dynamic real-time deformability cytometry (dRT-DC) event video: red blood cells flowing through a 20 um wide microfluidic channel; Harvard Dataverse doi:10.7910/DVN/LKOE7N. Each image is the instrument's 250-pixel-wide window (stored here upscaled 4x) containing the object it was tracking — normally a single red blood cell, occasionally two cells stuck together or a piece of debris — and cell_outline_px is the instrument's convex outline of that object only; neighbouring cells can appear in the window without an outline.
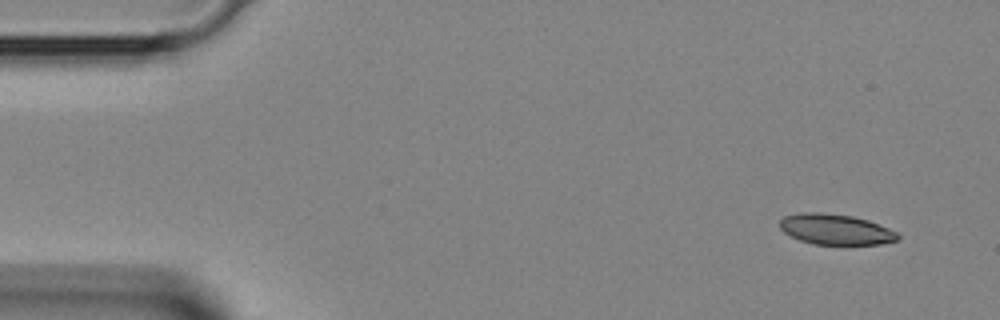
{"species": "Egyptian fruit bat (a non-hibernating species)", "species_latin": "Rousettus aegyptiacus", "temperature_condition": "room temperature", "stored_images_in_passage": 41, "camera_frame_rate_fps": 3000, "um_per_image_px": 0.085, "animal": {"sex": "female"}, "frame": {"image": 1, "passage_image": 2, "time_ms": 0.333, "image_size_px": [1000, 320], "cell_outline_px": [[900, 236], [896, 240], [880, 244], [812, 244], [800, 240], [784, 232], [780, 228], [780, 220], [784, 216], [800, 212], [820, 212], [852, 216], [868, 220], [888, 228], [896, 232]], "centroid_in_image_um": [71.0, 19.49], "position_along_channel_um": 14.0, "area_um2": 20.87}}
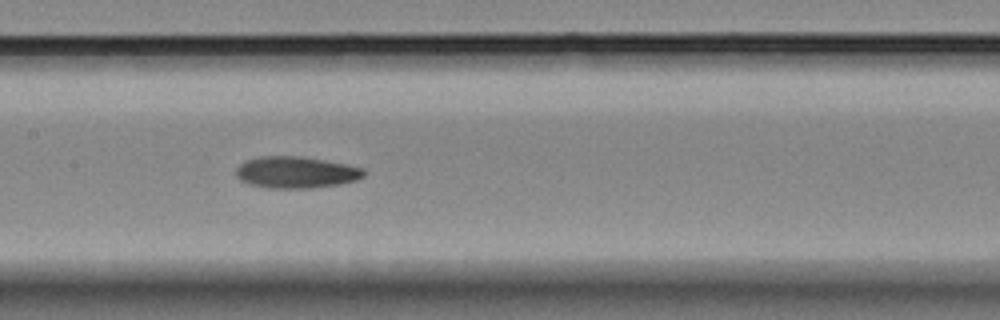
{"frame": {"image": 2, "passage_image": 19, "time_ms": 6.0, "image_size_px": [1000, 320], "cell_outline_px": [[364, 176], [356, 180], [340, 184], [312, 188], [268, 188], [248, 184], [240, 180], [236, 176], [236, 168], [240, 164], [248, 160], [260, 156], [300, 156], [348, 164], [364, 168]], "centroid_in_image_um": [25.16, 14.65], "position_along_channel_um": 182.2, "area_um2": 23.64}}
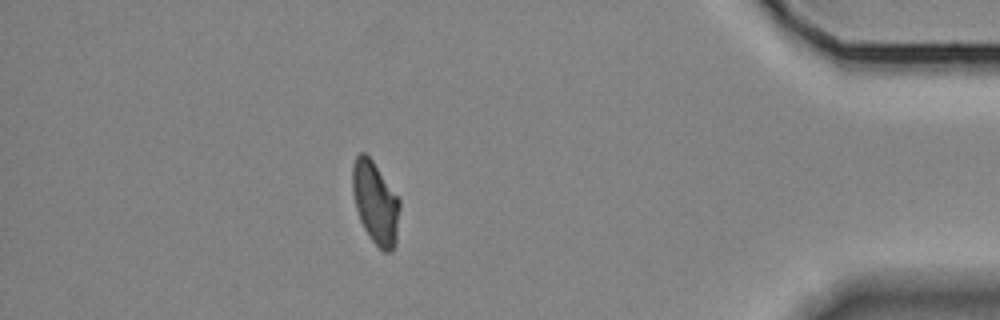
{"frame": {"image": 3, "passage_image": 36, "time_ms": 11.667, "image_size_px": [1000, 320], "cell_outline_px": [[400, 208], [396, 244], [392, 252], [384, 252], [372, 240], [364, 228], [360, 220], [356, 208], [352, 192], [352, 164], [356, 156], [360, 152], [364, 152], [372, 160], [400, 200]], "centroid_in_image_um": [31.91, 17.24], "position_along_channel_um": 403.3, "area_um2": 22.66}}